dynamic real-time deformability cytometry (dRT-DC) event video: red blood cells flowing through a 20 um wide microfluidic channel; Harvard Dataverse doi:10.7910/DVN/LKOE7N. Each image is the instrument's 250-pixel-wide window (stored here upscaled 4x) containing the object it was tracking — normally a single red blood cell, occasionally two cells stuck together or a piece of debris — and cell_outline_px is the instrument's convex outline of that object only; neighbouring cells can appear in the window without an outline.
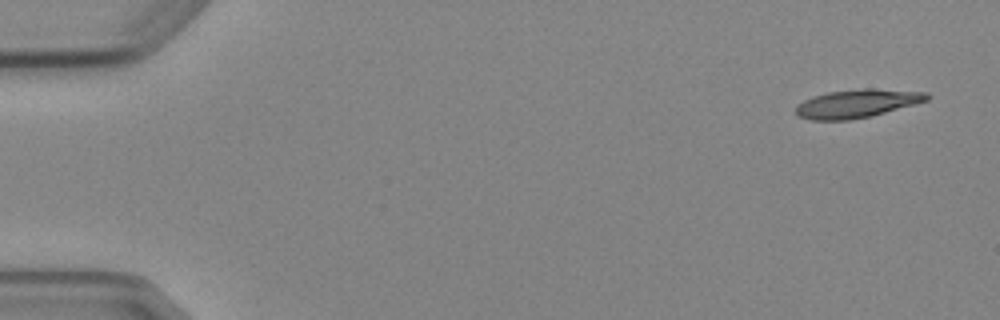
{"species": "Egyptian fruit bat (a non-hibernating species)", "species_latin": "Rousettus aegyptiacus", "temperature_condition": "cold", "stored_images_in_passage": 5, "camera_frame_rate_fps": 3000, "um_per_image_px": 0.085, "animal": {"sex": "female"}, "frame": {"image": 1, "passage_image": 1, "time_ms": 0.0, "image_size_px": [1000, 320], "cell_outline_px": [[932, 96], [928, 100], [884, 112], [868, 116], [848, 120], [812, 120], [796, 116], [796, 104], [812, 96], [828, 92], [864, 88], [872, 88], [928, 92]], "centroid_in_image_um": [72.82, 8.79], "position_along_channel_um": 12.2, "area_um2": 21.56}}
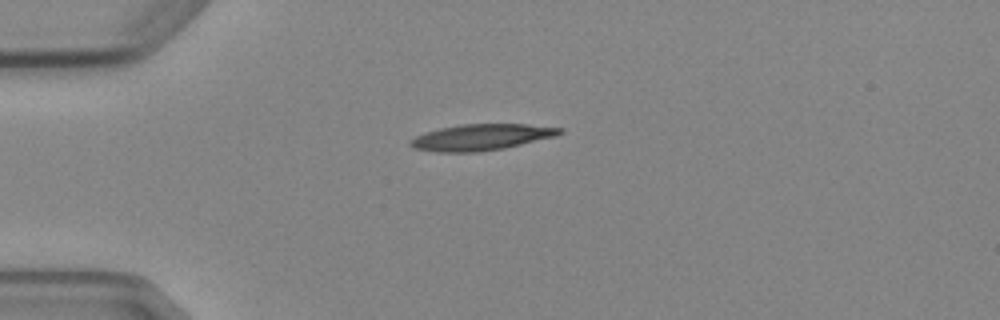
{"frame": {"image": 2, "passage_image": 4, "time_ms": 3.667, "image_size_px": [1000, 320], "cell_outline_px": [[564, 132], [556, 136], [504, 148], [480, 152], [436, 152], [412, 148], [408, 144], [416, 136], [424, 132], [440, 128], [460, 124], [528, 124], [564, 128]], "centroid_in_image_um": [40.91, 11.66], "position_along_channel_um": 44.1, "area_um2": 22.89}}